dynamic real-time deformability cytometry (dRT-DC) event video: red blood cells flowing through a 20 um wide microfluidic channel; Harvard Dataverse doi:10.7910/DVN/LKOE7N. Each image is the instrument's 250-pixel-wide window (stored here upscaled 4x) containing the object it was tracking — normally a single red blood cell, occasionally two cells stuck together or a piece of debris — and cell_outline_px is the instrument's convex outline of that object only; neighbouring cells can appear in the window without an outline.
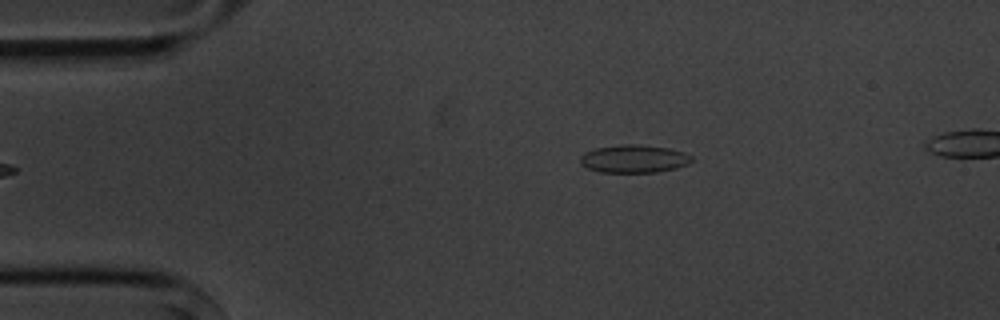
{"species": "common noctule bat (a hibernating species)", "species_latin": "Nyctalus noctula", "temperature_condition": "cold", "stored_images_in_passage": 6, "camera_frame_rate_fps": 3000, "um_per_image_px": 0.085, "animal": {"sex": "male", "body_mass_g": 20.1, "forearm_length_mm": 53.5}, "frame": {"image": 1, "passage_image": 6, "time_ms": 5.667, "image_size_px": [1000, 320], "cell_outline_px": [[692, 160], [688, 164], [676, 168], [656, 172], [600, 172], [588, 168], [580, 164], [580, 156], [584, 152], [596, 148], [624, 144], [640, 144], [668, 148], [684, 152], [692, 156]], "centroid_in_image_um": [53.88, 13.49], "position_along_channel_um": 31.1, "area_um2": 18.15}}